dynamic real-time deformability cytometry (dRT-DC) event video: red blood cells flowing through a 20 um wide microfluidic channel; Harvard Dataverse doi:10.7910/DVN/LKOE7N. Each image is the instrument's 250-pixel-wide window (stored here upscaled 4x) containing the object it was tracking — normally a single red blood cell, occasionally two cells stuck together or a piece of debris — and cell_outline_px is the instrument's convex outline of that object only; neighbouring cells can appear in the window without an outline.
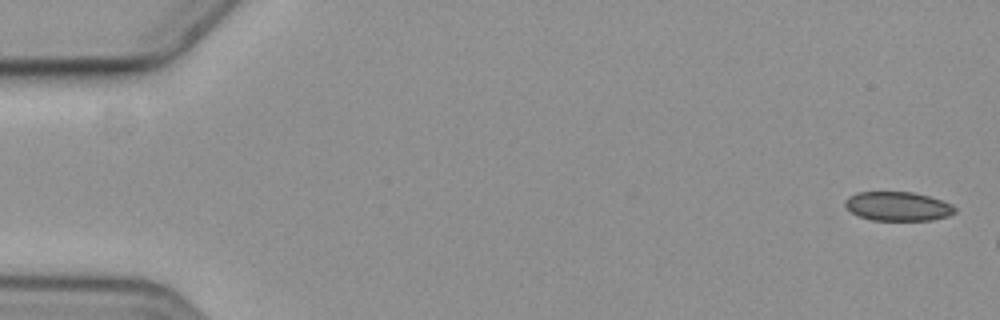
{"species": "common noctule bat (a hibernating species)", "species_latin": "Nyctalus noctula", "temperature_condition": "cold", "stored_images_in_passage": 4, "camera_frame_rate_fps": 3000, "um_per_image_px": 0.085, "animal": {"sex": "female", "body_mass_g": 19.3, "forearm_length_mm": 54.1}, "frame": {"image": 1, "passage_image": 1, "time_ms": 0.0, "image_size_px": [1000, 320], "cell_outline_px": [[956, 212], [948, 216], [932, 220], [872, 220], [860, 216], [852, 212], [844, 204], [844, 200], [848, 196], [856, 192], [912, 192], [928, 196], [952, 204], [956, 208]], "centroid_in_image_um": [76.32, 17.53], "position_along_channel_um": 8.7, "area_um2": 18.55}}